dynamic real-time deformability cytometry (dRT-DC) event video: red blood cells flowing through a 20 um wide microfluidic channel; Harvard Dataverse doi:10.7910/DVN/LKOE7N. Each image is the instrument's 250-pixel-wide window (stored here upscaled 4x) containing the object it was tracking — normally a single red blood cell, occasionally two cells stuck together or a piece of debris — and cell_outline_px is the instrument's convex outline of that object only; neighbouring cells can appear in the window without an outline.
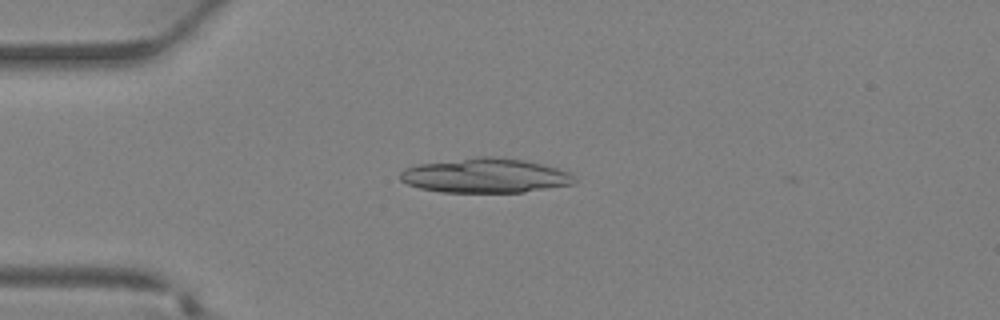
{"species": "Egyptian fruit bat (a non-hibernating species)", "species_latin": "Rousettus aegyptiacus", "temperature_condition": "warm", "stored_images_in_passage": 28, "camera_frame_rate_fps": 3000, "um_per_image_px": 0.085, "animal": {"sex": "female"}, "frame": {"image": 1, "passage_image": 1, "time_ms": 0.0, "image_size_px": [1000, 320], "cell_outline_px": [[576, 180], [572, 184], [524, 192], [440, 192], [420, 188], [408, 184], [400, 180], [400, 172], [404, 168], [420, 164], [476, 156], [500, 156], [524, 160], [572, 172], [576, 176]], "centroid_in_image_um": [41.26, 14.92], "position_along_channel_um": 43.7, "area_um2": 35.2}}
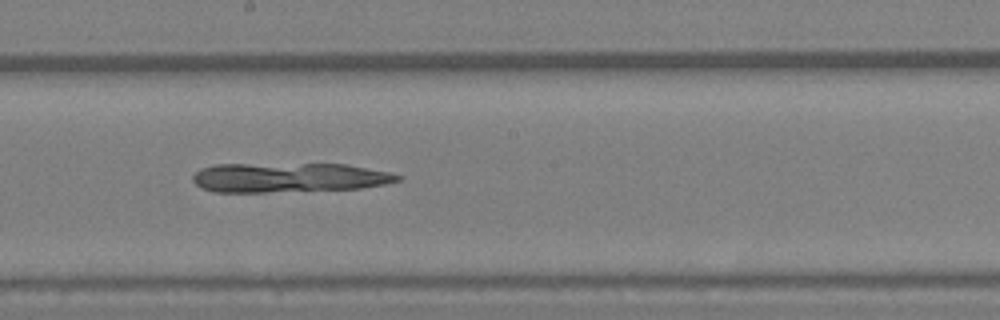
{"frame": {"image": 2, "passage_image": 12, "time_ms": 3.667, "image_size_px": [1000, 320], "cell_outline_px": [[404, 176], [400, 180], [384, 184], [360, 188], [264, 192], [212, 192], [200, 188], [192, 180], [192, 176], [200, 168], [216, 164], [348, 164], [388, 172]], "centroid_in_image_um": [24.51, 15.09], "position_along_channel_um": 223.7, "area_um2": 35.26}}
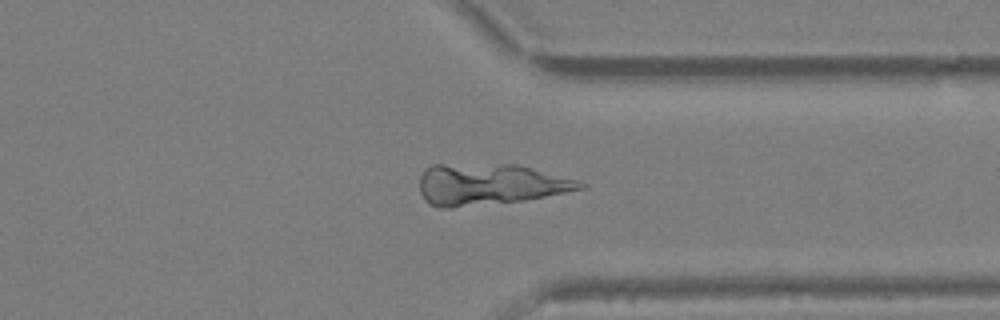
{"frame": {"image": 3, "passage_image": 20, "time_ms": 6.333, "image_size_px": [1000, 320], "cell_outline_px": [[588, 184], [584, 188], [524, 200], [452, 208], [440, 208], [424, 200], [420, 192], [420, 176], [432, 164], [516, 164], [576, 180]], "centroid_in_image_um": [41.57, 15.67], "position_along_channel_um": 369.8, "area_um2": 38.26}}